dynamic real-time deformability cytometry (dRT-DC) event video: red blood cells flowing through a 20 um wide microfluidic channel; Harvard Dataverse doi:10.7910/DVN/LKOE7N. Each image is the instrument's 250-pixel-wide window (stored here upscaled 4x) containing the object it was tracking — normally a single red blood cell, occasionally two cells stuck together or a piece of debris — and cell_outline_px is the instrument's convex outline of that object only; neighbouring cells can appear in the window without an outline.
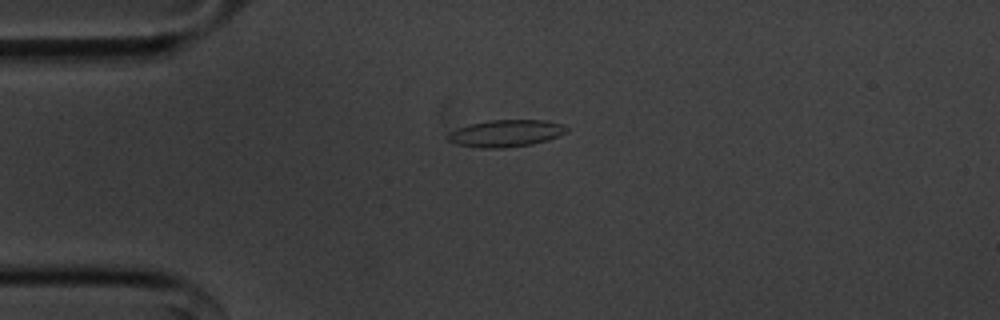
{"species": "common noctule bat (a hibernating species)", "species_latin": "Nyctalus noctula", "temperature_condition": "cold", "stored_images_in_passage": 43, "camera_frame_rate_fps": 3000, "um_per_image_px": 0.085, "animal": {"sex": "male", "body_mass_g": 20.1, "forearm_length_mm": 53.5}, "frame": {"image": 1, "passage_image": 1, "time_ms": 0.0, "image_size_px": [1000, 320], "cell_outline_px": [[568, 132], [548, 140], [532, 144], [504, 148], [480, 148], [456, 144], [448, 140], [444, 136], [448, 132], [472, 124], [492, 120], [548, 120], [564, 124], [568, 128]], "centroid_in_image_um": [43.03, 11.33], "position_along_channel_um": 42.0, "area_um2": 18.79}}
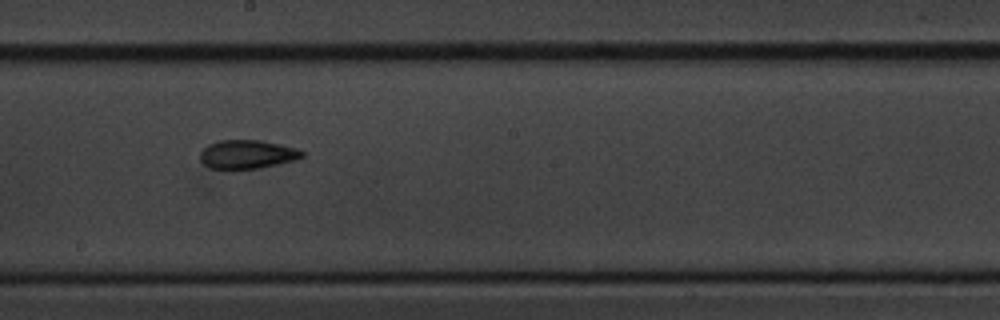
{"frame": {"image": 2, "passage_image": 18, "time_ms": 5.667, "image_size_px": [1000, 320], "cell_outline_px": [[304, 156], [292, 160], [260, 168], [212, 168], [204, 164], [200, 160], [200, 152], [208, 144], [220, 140], [260, 140], [280, 144], [296, 148], [304, 152]], "centroid_in_image_um": [21.0, 13.1], "position_along_channel_um": 227.2, "area_um2": 16.76}}
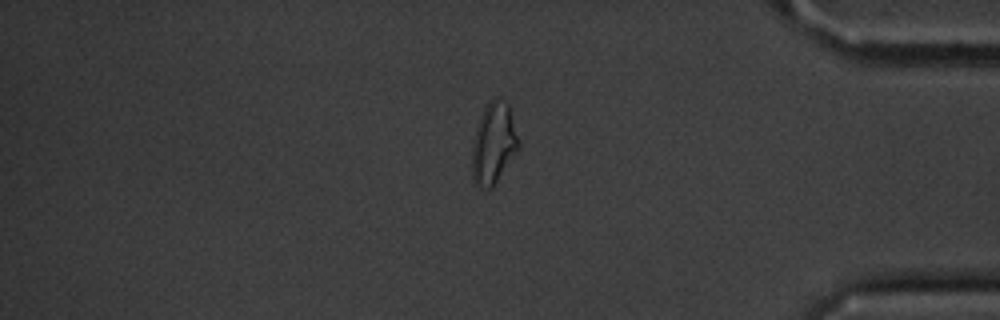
{"frame": {"image": 3, "passage_image": 34, "time_ms": 11.0, "image_size_px": [1000, 320], "cell_outline_px": [[520, 148], [492, 188], [484, 188], [476, 184], [472, 180], [472, 140], [480, 116], [488, 100], [496, 96], [500, 96], [508, 104], [520, 144]], "centroid_in_image_um": [41.95, 12.16], "position_along_channel_um": 393.3, "area_um2": 22.25}, "authors_computed_cell_mechanics": {"area_um2": 17.2822, "velocity_mm_per_s": 3.6193, "shape_relaxation_time_tau1_ms": 6.7936, "shape_relaxation_time_tau2_ms": 2.3526, "deformation_change_tau1": 0.1701, "deformation_change_tau2": 0.0772}}